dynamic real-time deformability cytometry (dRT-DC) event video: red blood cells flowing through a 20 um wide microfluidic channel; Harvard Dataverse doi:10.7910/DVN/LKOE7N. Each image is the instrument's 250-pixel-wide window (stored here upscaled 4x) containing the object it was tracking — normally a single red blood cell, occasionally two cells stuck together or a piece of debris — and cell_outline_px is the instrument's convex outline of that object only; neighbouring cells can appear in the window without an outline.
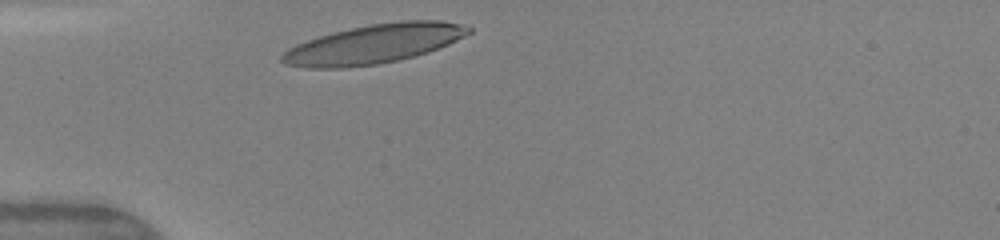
{"species": "human", "species_latin": "Homo sapiens", "temperature_condition": "warm", "stored_images_in_passage": 30, "camera_frame_rate_fps": 3000, "um_per_image_px": 0.085, "donor": {"sex": "female"}, "frame": {"image": 1, "passage_image": 1, "time_ms": 0.0, "image_size_px": [1000, 240], "cell_outline_px": [[472, 32], [448, 44], [400, 60], [376, 64], [344, 68], [308, 68], [284, 64], [280, 60], [280, 56], [288, 48], [296, 44], [320, 36], [352, 28], [372, 24], [400, 20], [440, 20], [460, 24], [472, 28]], "centroid_in_image_um": [31.76, 3.74], "position_along_channel_um": 53.2, "area_um2": 42.14}, "authors_computed_cell_mechanics": {"area_um2": 41.0091, "velocity_mm_per_s": 4.1323, "shape_relaxation_time_tau1_ms": 2.9406, "shape_relaxation_time_tau2_ms": 0.789, "deformation_change_tau1": 0.179, "deformation_change_tau2": 0.0949}}